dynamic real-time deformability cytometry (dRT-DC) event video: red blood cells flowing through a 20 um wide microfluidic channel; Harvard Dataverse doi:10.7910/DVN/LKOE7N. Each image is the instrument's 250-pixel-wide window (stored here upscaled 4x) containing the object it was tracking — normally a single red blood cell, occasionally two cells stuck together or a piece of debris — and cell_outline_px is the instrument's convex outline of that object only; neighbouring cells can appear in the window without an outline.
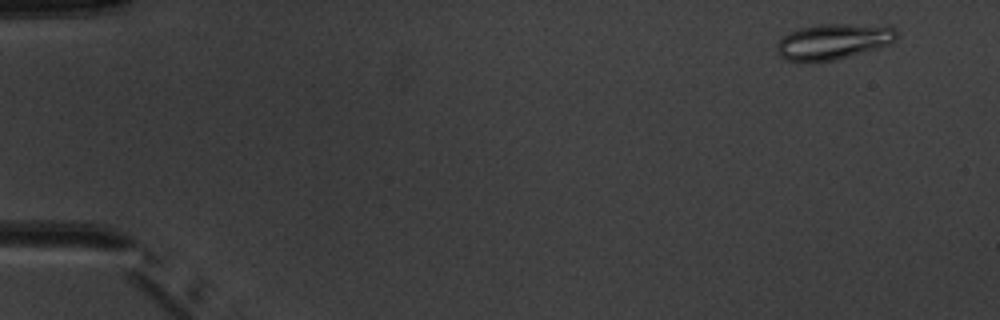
{"species": "common noctule bat (a hibernating species)", "species_latin": "Nyctalus noctula", "temperature_condition": "warm", "stored_images_in_passage": 8, "camera_frame_rate_fps": 3000, "um_per_image_px": 0.085, "animal": {"sex": "male", "body_mass_g": 20.1, "forearm_length_mm": 53.5}, "frame": {"image": 1, "passage_image": 1, "time_ms": 0.0, "image_size_px": [1000, 320], "cell_outline_px": [[896, 40], [892, 44], [836, 60], [784, 60], [780, 56], [776, 48], [776, 44], [784, 36], [800, 28], [820, 24], [892, 24], [896, 28]], "centroid_in_image_um": [70.94, 3.49], "position_along_channel_um": 14.1, "area_um2": 24.97}}
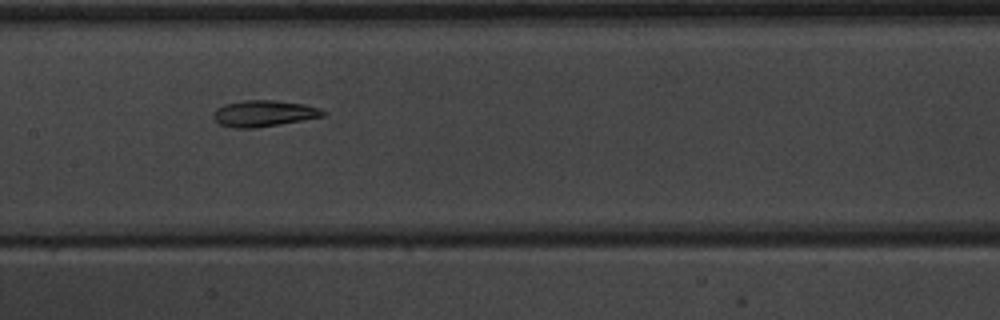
{"frame": {"image": 2, "passage_image": 7, "time_ms": 7.667, "image_size_px": [1000, 320], "cell_outline_px": [[328, 112], [324, 116], [280, 124], [252, 128], [232, 128], [220, 124], [212, 116], [216, 108], [224, 104], [244, 100], [276, 100], [304, 104]], "centroid_in_image_um": [22.4, 9.64], "position_along_channel_um": 185.0, "area_um2": 16.7}}
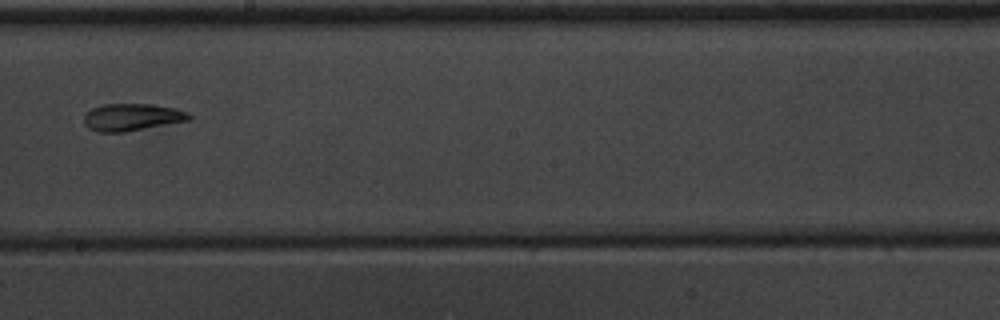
{"frame": {"image": 3, "passage_image": 8, "time_ms": 9.0, "image_size_px": [1000, 320], "cell_outline_px": [[192, 120], [124, 132], [96, 132], [88, 128], [84, 124], [84, 116], [92, 108], [104, 104], [152, 104], [176, 108], [188, 112], [192, 116]], "centroid_in_image_um": [11.25, 9.96], "position_along_channel_um": 237.0, "area_um2": 16.82}}